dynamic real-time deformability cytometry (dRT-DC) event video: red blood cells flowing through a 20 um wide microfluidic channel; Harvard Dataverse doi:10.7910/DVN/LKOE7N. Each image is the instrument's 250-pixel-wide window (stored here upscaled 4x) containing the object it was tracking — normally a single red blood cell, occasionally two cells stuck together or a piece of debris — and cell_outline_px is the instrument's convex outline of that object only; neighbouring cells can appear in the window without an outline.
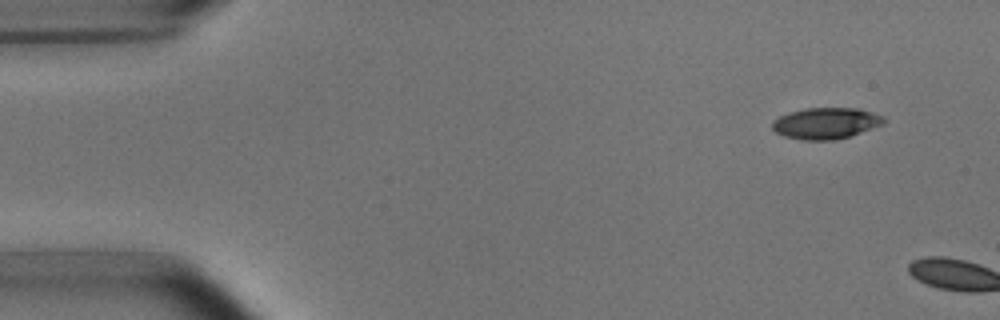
{"species": "common noctule bat (a hibernating species)", "species_latin": "Nyctalus noctula", "temperature_condition": "room temperature", "stored_images_in_passage": 2, "camera_frame_rate_fps": 3000, "um_per_image_px": 0.085, "animal": {"sex": "male", "body_mass_g": 15.6}, "frame": {"image": 1, "passage_image": 1, "time_ms": 0.0, "image_size_px": [1000, 320], "cell_outline_px": [[888, 120], [884, 124], [836, 140], [804, 140], [784, 136], [776, 132], [772, 128], [772, 120], [788, 112], [804, 108], [860, 108], [884, 116]], "centroid_in_image_um": [70.21, 10.46], "position_along_channel_um": 14.8, "area_um2": 20.46}}